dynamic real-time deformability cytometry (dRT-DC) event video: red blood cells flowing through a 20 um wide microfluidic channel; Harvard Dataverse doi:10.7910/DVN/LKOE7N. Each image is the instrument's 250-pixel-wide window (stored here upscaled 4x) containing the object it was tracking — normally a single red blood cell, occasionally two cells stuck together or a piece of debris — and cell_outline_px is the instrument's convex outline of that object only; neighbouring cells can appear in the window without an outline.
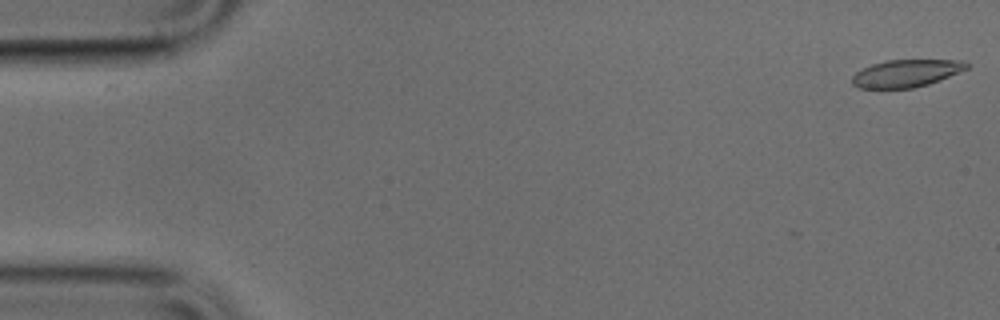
{"species": "common noctule bat (a hibernating species)", "species_latin": "Nyctalus noctula", "temperature_condition": "cold", "stored_images_in_passage": 42, "camera_frame_rate_fps": 3000, "um_per_image_px": 0.085, "animal": {"sex": "male", "body_mass_g": 17.9, "forearm_length_mm": 54.2}, "frame": {"image": 1, "passage_image": 1, "time_ms": 0.0, "image_size_px": [1000, 320], "cell_outline_px": [[968, 68], [928, 84], [912, 88], [860, 88], [852, 84], [852, 76], [856, 72], [872, 64], [888, 60], [964, 60], [968, 64]], "centroid_in_image_um": [77.01, 6.23], "position_along_channel_um": 8.0, "area_um2": 18.03}}
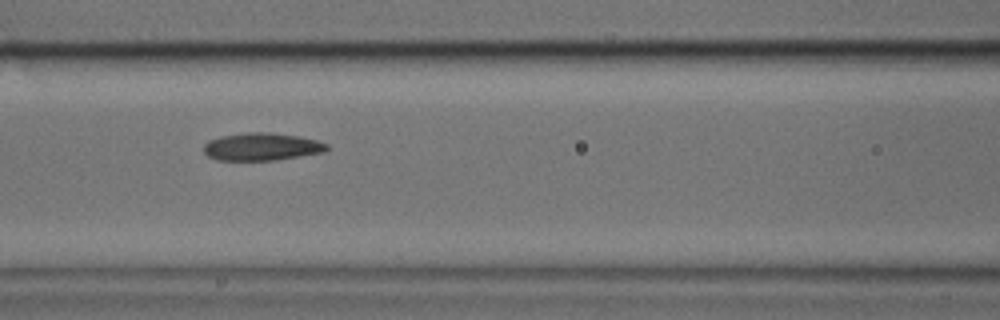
{"frame": {"image": 2, "passage_image": 21, "time_ms": 6.667, "image_size_px": [1000, 320], "cell_outline_px": [[328, 148], [324, 152], [276, 160], [216, 160], [208, 156], [204, 152], [204, 144], [208, 140], [220, 136], [248, 132], [268, 132], [296, 136], [316, 140], [328, 144]], "centroid_in_image_um": [22.21, 12.47], "position_along_channel_um": 144.4, "area_um2": 19.77}}
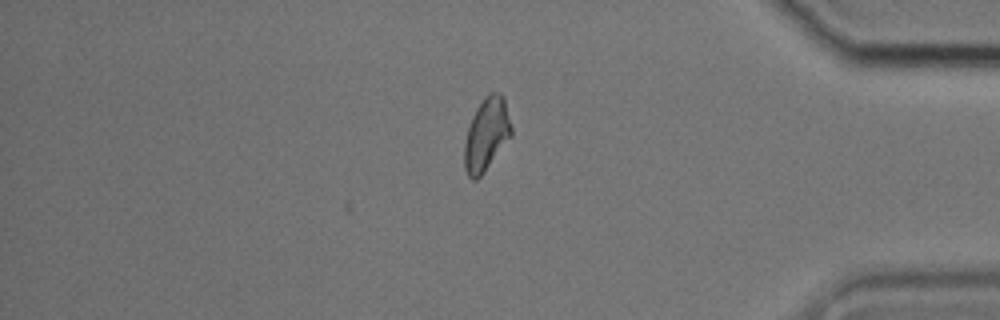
{"frame": {"image": 3, "passage_image": 42, "time_ms": 13.667, "image_size_px": [1000, 320], "cell_outline_px": [[512, 136], [484, 172], [476, 180], [472, 180], [468, 176], [464, 168], [464, 144], [468, 128], [472, 116], [476, 108], [484, 96], [488, 92], [500, 92], [504, 96], [512, 128]], "centroid_in_image_um": [41.35, 11.4], "position_along_channel_um": 393.8, "area_um2": 20.17}}